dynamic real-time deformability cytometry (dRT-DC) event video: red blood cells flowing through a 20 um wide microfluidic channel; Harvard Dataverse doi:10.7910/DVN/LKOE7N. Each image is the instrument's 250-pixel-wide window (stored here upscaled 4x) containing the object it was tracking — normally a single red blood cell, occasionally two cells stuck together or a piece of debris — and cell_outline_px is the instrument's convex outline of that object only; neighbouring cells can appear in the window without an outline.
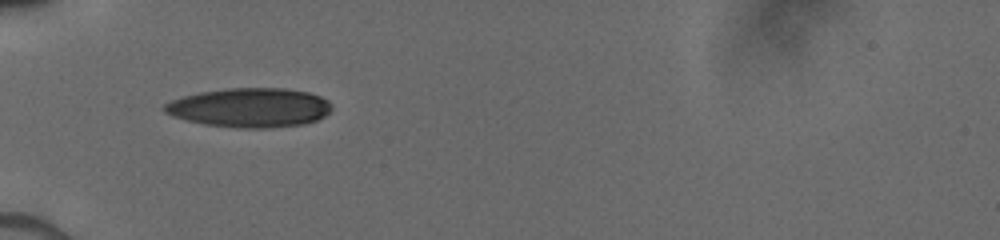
{"species": "human", "species_latin": "Homo sapiens", "temperature_condition": "cold", "stored_images_in_passage": 10, "camera_frame_rate_fps": 3000, "um_per_image_px": 0.085, "donor": {"sex": "male"}, "frame": {"image": 1, "passage_image": 7, "time_ms": 5.667, "image_size_px": [1000, 240], "cell_outline_px": [[332, 108], [324, 116], [316, 120], [304, 124], [264, 128], [244, 128], [204, 124], [172, 116], [164, 112], [160, 108], [164, 104], [172, 100], [184, 96], [200, 92], [224, 88], [284, 88], [308, 92], [320, 96], [328, 100], [332, 104]], "centroid_in_image_um": [21.22, 9.14], "position_along_channel_um": 63.8, "area_um2": 38.26}}
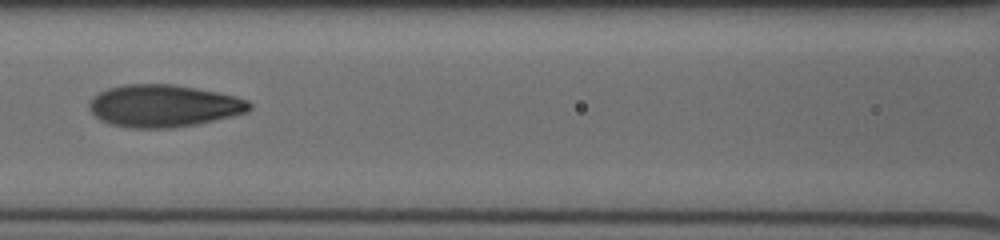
{"frame": {"image": 2, "passage_image": 9, "time_ms": 8.0, "image_size_px": [1000, 240], "cell_outline_px": [[252, 108], [248, 112], [232, 116], [196, 124], [172, 128], [128, 128], [112, 124], [96, 116], [88, 108], [88, 104], [100, 92], [108, 88], [124, 84], [172, 84], [196, 88], [236, 96], [248, 100], [252, 104]], "centroid_in_image_um": [13.95, 9.0], "position_along_channel_um": 152.7, "area_um2": 39.3}}
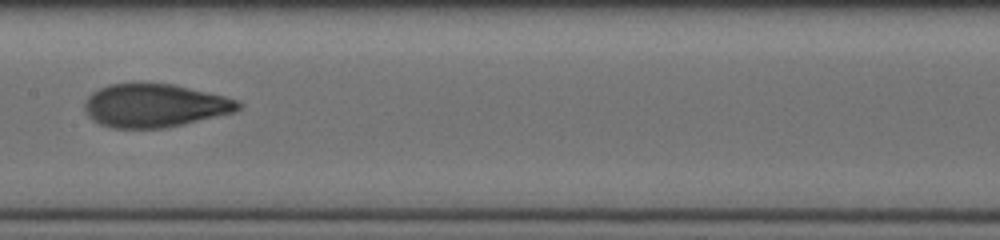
{"frame": {"image": 3, "passage_image": 10, "time_ms": 9.0, "image_size_px": [1000, 240], "cell_outline_px": [[244, 104], [236, 112], [164, 128], [112, 128], [100, 124], [92, 120], [84, 112], [84, 104], [88, 96], [92, 92], [108, 84], [172, 84], [224, 96], [236, 100]], "centroid_in_image_um": [13.13, 8.98], "position_along_channel_um": 194.3, "area_um2": 38.61}}